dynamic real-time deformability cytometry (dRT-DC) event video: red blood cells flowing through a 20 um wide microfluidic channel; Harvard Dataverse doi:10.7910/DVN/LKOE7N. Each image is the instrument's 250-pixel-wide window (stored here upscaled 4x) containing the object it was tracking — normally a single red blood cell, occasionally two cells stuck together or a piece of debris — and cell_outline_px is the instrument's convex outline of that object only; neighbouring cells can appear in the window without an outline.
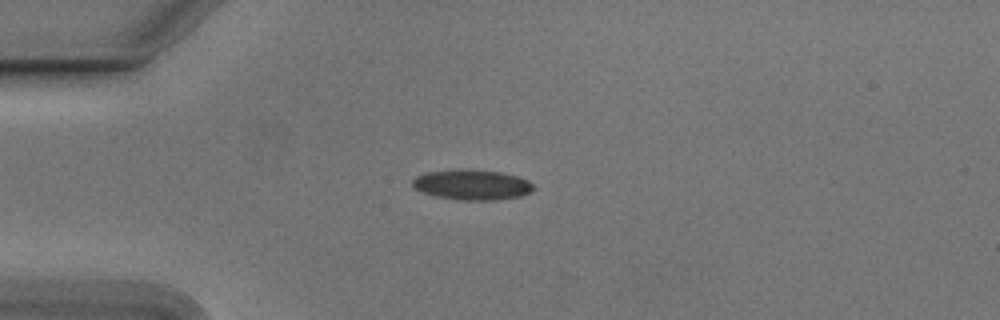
{"species": "Egyptian fruit bat (a non-hibernating species)", "species_latin": "Rousettus aegyptiacus", "temperature_condition": "cold", "stored_images_in_passage": 21, "camera_frame_rate_fps": 3000, "um_per_image_px": 0.085, "animal": {"sex": "male"}, "frame": {"image": 1, "passage_image": 1, "time_ms": 0.0, "image_size_px": [1000, 320], "cell_outline_px": [[536, 188], [520, 196], [496, 200], [456, 200], [436, 196], [424, 192], [416, 188], [412, 184], [412, 180], [416, 176], [428, 172], [468, 168], [500, 172], [516, 176], [528, 180]], "centroid_in_image_um": [40.13, 15.7], "position_along_channel_um": 44.9, "area_um2": 21.27}}
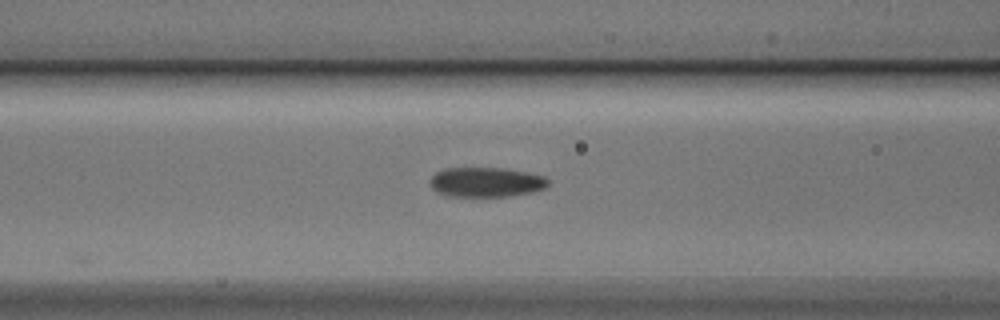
{"frame": {"image": 2, "passage_image": 9, "time_ms": 2.667, "image_size_px": [1000, 320], "cell_outline_px": [[548, 184], [544, 188], [532, 192], [512, 196], [448, 196], [436, 192], [432, 188], [432, 176], [436, 172], [444, 168], [504, 168], [544, 176], [548, 180]], "centroid_in_image_um": [41.31, 15.48], "position_along_channel_um": 125.3, "area_um2": 20.29}}
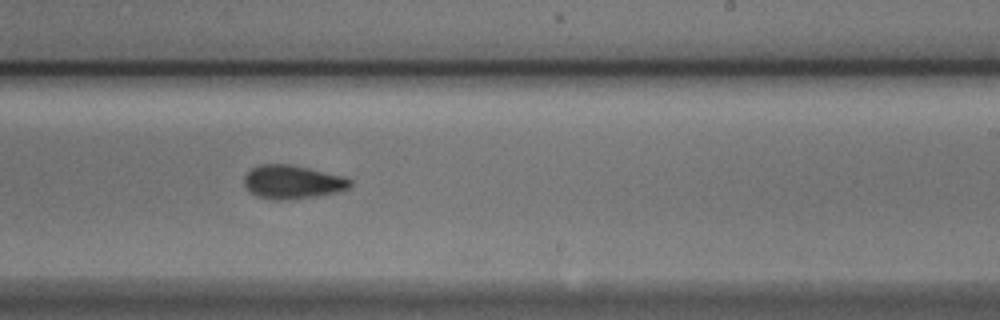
{"frame": {"image": 3, "passage_image": 20, "time_ms": 6.333, "image_size_px": [1000, 320], "cell_outline_px": [[352, 184], [348, 188], [340, 192], [320, 196], [288, 200], [272, 200], [256, 196], [244, 184], [244, 176], [252, 168], [260, 164], [292, 164], [344, 176], [352, 180]], "centroid_in_image_um": [24.9, 15.48], "position_along_channel_um": 264.1, "area_um2": 21.04}}